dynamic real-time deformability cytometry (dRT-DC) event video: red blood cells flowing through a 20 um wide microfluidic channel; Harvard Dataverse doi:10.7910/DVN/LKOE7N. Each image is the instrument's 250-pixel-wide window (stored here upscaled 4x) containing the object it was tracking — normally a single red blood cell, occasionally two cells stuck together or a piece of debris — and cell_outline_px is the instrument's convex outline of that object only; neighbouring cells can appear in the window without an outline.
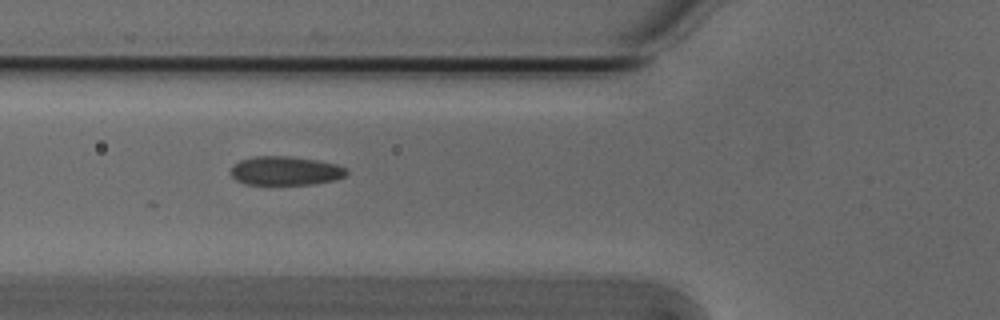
{"species": "Egyptian fruit bat (a non-hibernating species)", "species_latin": "Rousettus aegyptiacus", "temperature_condition": "cold", "stored_images_in_passage": 4, "camera_frame_rate_fps": 3000, "um_per_image_px": 0.085, "animal": {"sex": "male"}, "frame": {"image": 1, "passage_image": 4, "time_ms": 1.0, "image_size_px": [1000, 320], "cell_outline_px": [[348, 172], [344, 176], [336, 180], [312, 184], [244, 184], [236, 180], [232, 176], [232, 168], [240, 160], [256, 156], [288, 156], [316, 160], [336, 164], [348, 168]], "centroid_in_image_um": [24.3, 14.52], "position_along_channel_um": 101.5, "area_um2": 19.36}}